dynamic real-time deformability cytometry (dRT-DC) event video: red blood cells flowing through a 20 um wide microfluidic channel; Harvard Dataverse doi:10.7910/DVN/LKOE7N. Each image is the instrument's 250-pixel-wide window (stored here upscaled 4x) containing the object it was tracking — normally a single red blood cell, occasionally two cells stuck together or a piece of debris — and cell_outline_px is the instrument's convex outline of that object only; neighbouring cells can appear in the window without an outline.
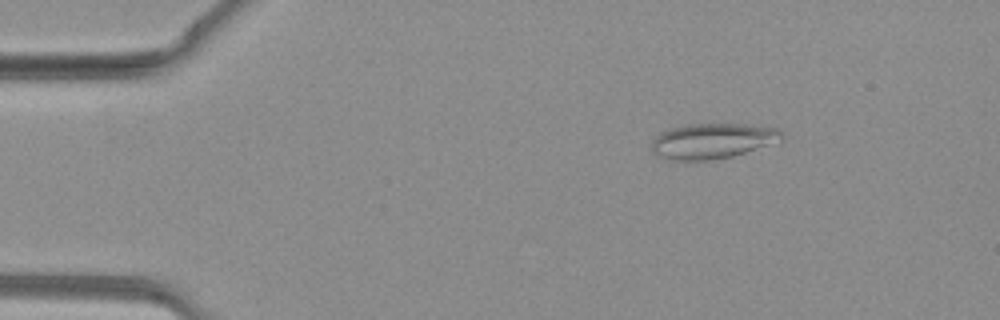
{"species": "common noctule bat (a hibernating species)", "species_latin": "Nyctalus noctula", "temperature_condition": "warm", "stored_images_in_passage": 38, "camera_frame_rate_fps": 3000, "um_per_image_px": 0.085, "animal": {"sex": "female", "body_mass_g": 19.3, "forearm_length_mm": 54.1}, "frame": {"image": 1, "passage_image": 6, "time_ms": 1.667, "image_size_px": [1000, 320], "cell_outline_px": [[784, 140], [732, 156], [708, 160], [672, 160], [652, 152], [652, 140], [660, 132], [672, 128], [688, 124], [744, 124], [776, 128], [784, 136]], "centroid_in_image_um": [60.57, 11.97], "position_along_channel_um": 24.4, "area_um2": 26.53}}
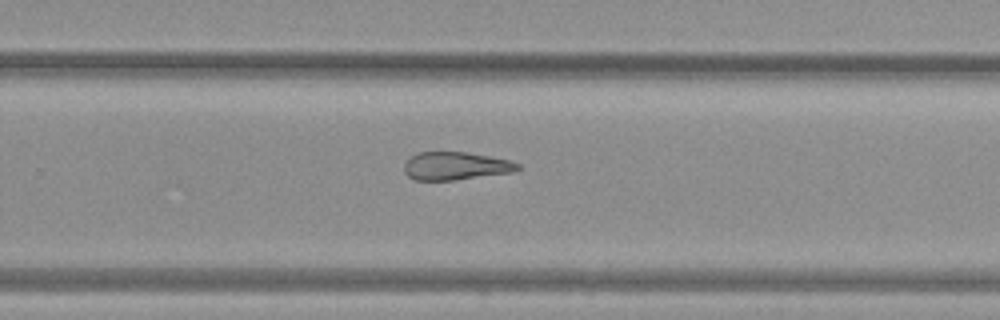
{"frame": {"image": 2, "passage_image": 25, "time_ms": 8.0, "image_size_px": [1000, 320], "cell_outline_px": [[520, 168], [512, 172], [452, 180], [416, 180], [408, 176], [404, 172], [404, 164], [416, 152], [468, 152], [508, 160], [520, 164]], "centroid_in_image_um": [38.7, 14.1], "position_along_channel_um": 291.1, "area_um2": 18.32}}
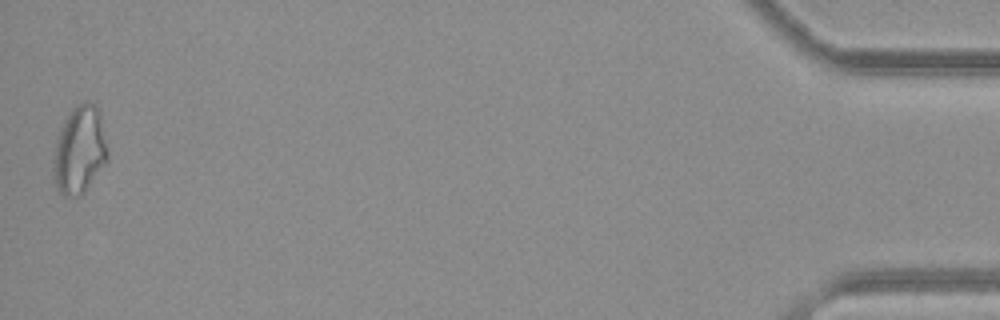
{"frame": {"image": 3, "passage_image": 38, "time_ms": 12.333, "image_size_px": [1000, 320], "cell_outline_px": [[108, 160], [84, 192], [80, 196], [64, 196], [56, 188], [52, 176], [52, 160], [56, 136], [64, 120], [72, 108], [76, 104], [88, 100], [96, 104], [100, 108], [108, 148]], "centroid_in_image_um": [6.75, 12.72], "position_along_channel_um": 428.4, "area_um2": 28.61}}